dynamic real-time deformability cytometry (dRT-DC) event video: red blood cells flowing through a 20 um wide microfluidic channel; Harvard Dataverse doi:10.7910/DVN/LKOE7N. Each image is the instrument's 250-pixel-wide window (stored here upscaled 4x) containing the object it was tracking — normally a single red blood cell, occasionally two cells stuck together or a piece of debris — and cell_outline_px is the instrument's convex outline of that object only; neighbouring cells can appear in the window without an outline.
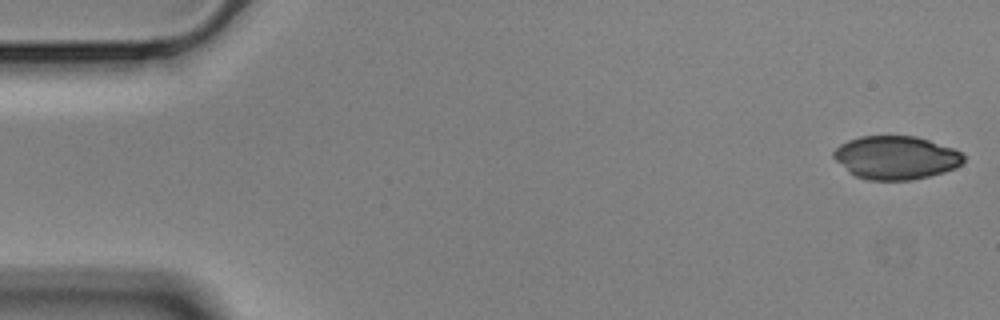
{"species": "Egyptian fruit bat (a non-hibernating species)", "species_latin": "Rousettus aegyptiacus", "temperature_condition": "cold", "stored_images_in_passage": 55, "camera_frame_rate_fps": 3000, "um_per_image_px": 0.085, "animal": {"sex": "male"}, "frame": {"image": 1, "passage_image": 1, "time_ms": 0.0, "image_size_px": [1000, 320], "cell_outline_px": [[964, 160], [956, 168], [944, 172], [912, 180], [868, 180], [856, 176], [848, 172], [832, 156], [832, 152], [840, 144], [848, 140], [860, 136], [916, 136], [952, 148], [960, 152], [964, 156]], "centroid_in_image_um": [76.12, 13.4], "position_along_channel_um": 8.9, "area_um2": 32.77}}